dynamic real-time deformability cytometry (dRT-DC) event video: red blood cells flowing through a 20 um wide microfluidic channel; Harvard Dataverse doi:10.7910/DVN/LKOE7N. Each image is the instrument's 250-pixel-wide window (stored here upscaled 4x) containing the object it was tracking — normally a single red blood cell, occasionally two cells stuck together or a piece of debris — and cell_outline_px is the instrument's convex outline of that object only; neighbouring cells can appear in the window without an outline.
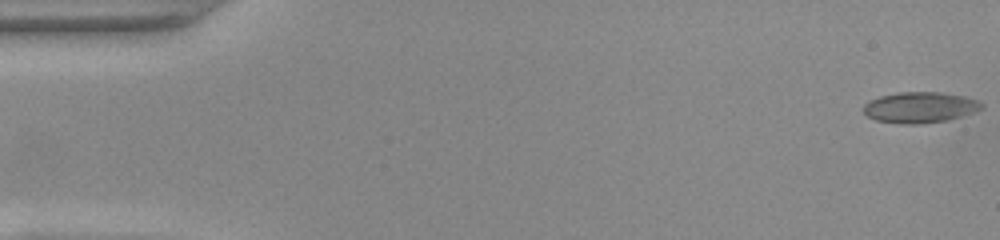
{"species": "common noctule bat (a hibernating species)", "species_latin": "Nyctalus noctula", "temperature_condition": "warm", "stored_images_in_passage": 52, "camera_frame_rate_fps": 3000, "um_per_image_px": 0.085, "animal": {"sex": "female", "body_mass_g": 22.0, "forearm_length_mm": 56.7}, "frame": {"image": 1, "passage_image": 1, "time_ms": 0.0, "image_size_px": [1000, 240], "cell_outline_px": [[984, 108], [960, 116], [944, 120], [920, 124], [904, 124], [876, 120], [868, 116], [864, 112], [864, 104], [868, 100], [880, 96], [900, 92], [940, 92], [964, 96], [976, 100], [984, 104]], "centroid_in_image_um": [78.18, 9.12], "position_along_channel_um": 6.8, "area_um2": 21.04}}
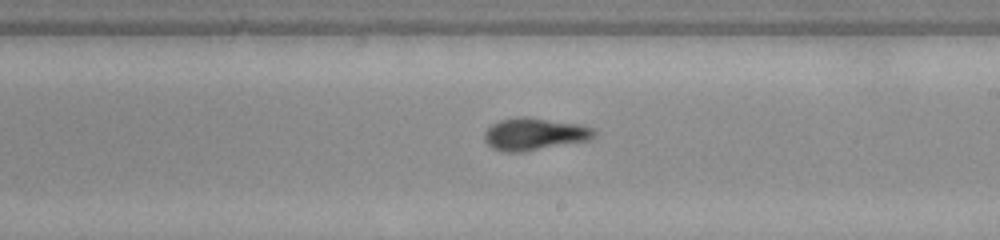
{"frame": {"image": 2, "passage_image": 30, "time_ms": 9.667, "image_size_px": [1000, 240], "cell_outline_px": [[596, 136], [592, 140], [524, 152], [504, 152], [492, 148], [484, 140], [484, 132], [492, 124], [500, 120], [520, 116], [528, 116], [580, 124], [596, 128]], "centroid_in_image_um": [45.48, 11.39], "position_along_channel_um": 243.5, "area_um2": 21.15}}
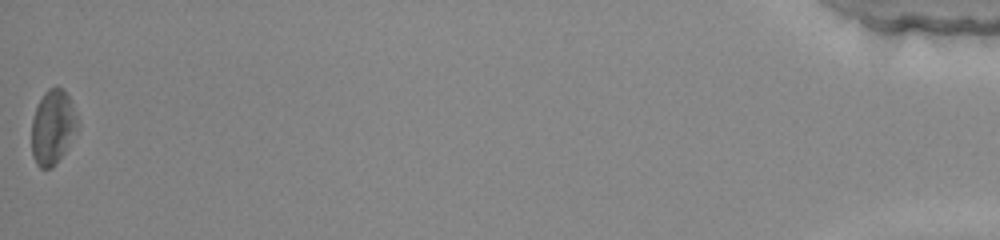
{"frame": {"image": 3, "passage_image": 52, "time_ms": 17.0, "image_size_px": [1000, 240], "cell_outline_px": [[76, 128], [64, 152], [56, 164], [52, 168], [40, 168], [36, 164], [32, 156], [32, 120], [36, 108], [44, 92], [48, 88], [56, 84], [64, 88], [68, 96], [76, 116]], "centroid_in_image_um": [4.44, 10.78], "position_along_channel_um": 430.8, "area_um2": 19.65}, "authors_computed_cell_mechanics": {"area_um2": 19.9699, "velocity_mm_per_s": 3.9308, "shape_relaxation_time_tau1_ms": 8.2051, "shape_relaxation_time_tau2_ms": 2.2379, "deformation_change_tau1": 0.2054, "deformation_change_tau2": 0.0872}}